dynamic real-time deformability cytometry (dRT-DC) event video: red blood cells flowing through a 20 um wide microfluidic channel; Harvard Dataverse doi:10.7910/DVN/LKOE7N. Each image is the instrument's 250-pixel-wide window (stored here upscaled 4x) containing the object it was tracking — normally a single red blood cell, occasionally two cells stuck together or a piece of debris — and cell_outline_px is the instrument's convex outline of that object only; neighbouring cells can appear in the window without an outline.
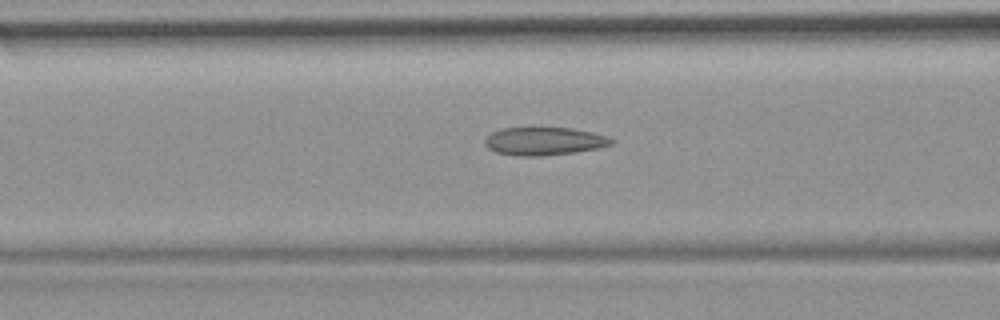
{"species": "common noctule bat (a hibernating species)", "species_latin": "Nyctalus noctula", "temperature_condition": "room temperature", "stored_images_in_passage": 19, "camera_frame_rate_fps": 3000, "um_per_image_px": 0.085, "animal": {"sex": "female", "body_mass_g": 19.9}, "frame": {"image": 1, "passage_image": 11, "time_ms": 3.333, "image_size_px": [1000, 320], "cell_outline_px": [[612, 144], [596, 148], [572, 152], [540, 156], [516, 156], [496, 152], [488, 148], [484, 144], [484, 140], [492, 132], [504, 128], [572, 128], [592, 132], [608, 136], [612, 140]], "centroid_in_image_um": [46.21, 12.0], "position_along_channel_um": 120.4, "area_um2": 20.4}}
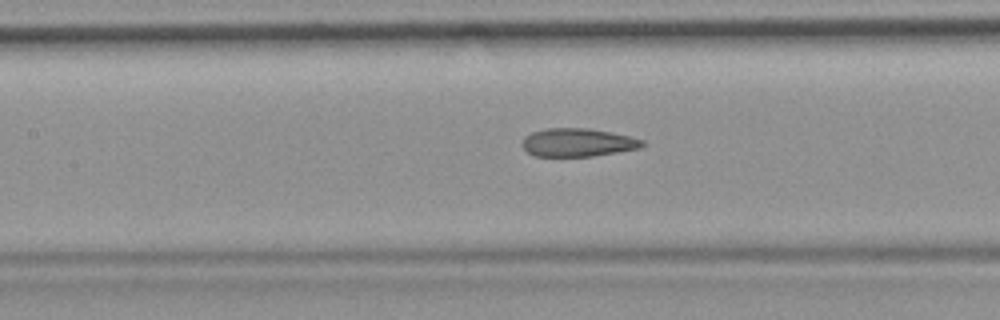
{"frame": {"image": 2, "passage_image": 14, "time_ms": 4.333, "image_size_px": [1000, 320], "cell_outline_px": [[644, 144], [640, 148], [592, 156], [536, 156], [528, 152], [520, 144], [524, 136], [532, 132], [548, 128], [588, 128], [612, 132], [644, 140]], "centroid_in_image_um": [49.08, 12.1], "position_along_channel_um": 158.3, "area_um2": 19.71}}